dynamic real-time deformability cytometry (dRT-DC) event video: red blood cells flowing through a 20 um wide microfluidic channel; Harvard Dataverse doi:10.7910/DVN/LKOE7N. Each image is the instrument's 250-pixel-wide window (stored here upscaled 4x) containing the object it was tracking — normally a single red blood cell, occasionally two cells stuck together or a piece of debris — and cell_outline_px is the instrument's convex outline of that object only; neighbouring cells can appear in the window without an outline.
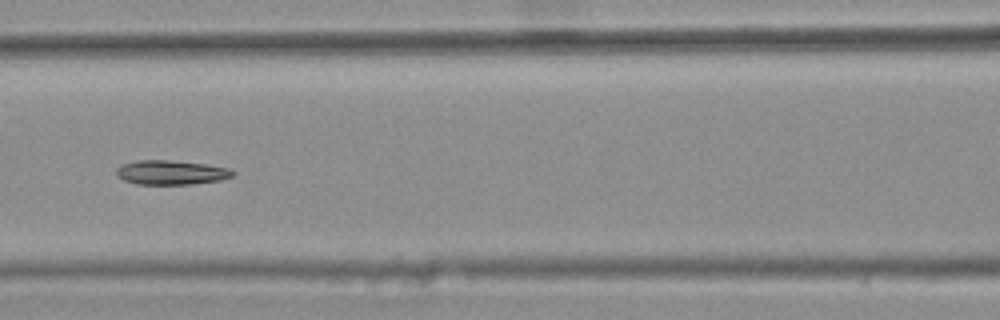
{"species": "common noctule bat (a hibernating species)", "species_latin": "Nyctalus noctula", "temperature_condition": "warm", "stored_images_in_passage": 30, "camera_frame_rate_fps": 3000, "um_per_image_px": 0.085, "animal": {"sex": "female", "body_mass_g": 25.1}, "frame": {"image": 1, "passage_image": 9, "time_ms": 2.667, "image_size_px": [1000, 320], "cell_outline_px": [[236, 172], [232, 176], [220, 180], [192, 184], [136, 184], [124, 180], [116, 176], [116, 168], [120, 164], [136, 160], [168, 160], [208, 164], [228, 168]], "centroid_in_image_um": [14.51, 14.65], "position_along_channel_um": 152.1, "area_um2": 16.65}}
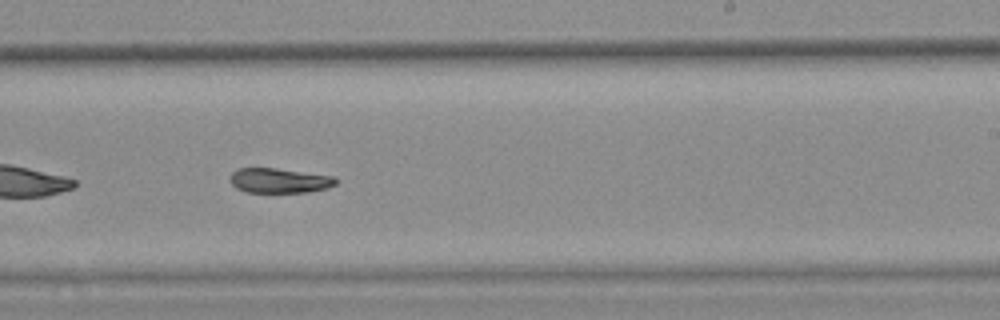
{"frame": {"image": 2, "passage_image": 18, "time_ms": 5.667, "image_size_px": [1000, 320], "cell_outline_px": [[336, 184], [328, 188], [308, 192], [244, 192], [236, 188], [228, 180], [232, 172], [240, 168], [276, 168], [336, 176]], "centroid_in_image_um": [23.74, 15.35], "position_along_channel_um": 265.3, "area_um2": 15.43}}
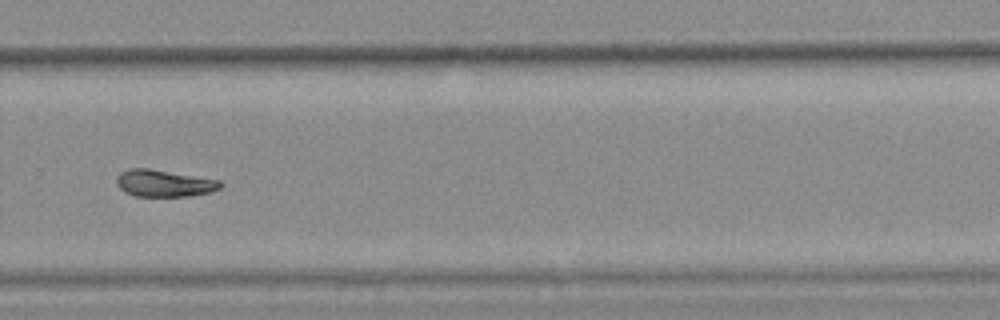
{"frame": {"image": 3, "passage_image": 22, "time_ms": 7.0, "image_size_px": [1000, 320], "cell_outline_px": [[224, 184], [220, 188], [212, 192], [188, 196], [136, 196], [124, 192], [116, 184], [116, 176], [120, 172], [132, 168], [148, 168], [220, 180]], "centroid_in_image_um": [13.94, 15.58], "position_along_channel_um": 315.9, "area_um2": 16.36}, "authors_computed_cell_mechanics": {"area_um2": 16.3285, "velocity_mm_per_s": 3.7911, "shape_relaxation_time_tau1_ms": null, "shape_relaxation_time_tau2_ms": 10.9163, "deformation_change_tau1": null, "deformation_change_tau2": 0.1567}}